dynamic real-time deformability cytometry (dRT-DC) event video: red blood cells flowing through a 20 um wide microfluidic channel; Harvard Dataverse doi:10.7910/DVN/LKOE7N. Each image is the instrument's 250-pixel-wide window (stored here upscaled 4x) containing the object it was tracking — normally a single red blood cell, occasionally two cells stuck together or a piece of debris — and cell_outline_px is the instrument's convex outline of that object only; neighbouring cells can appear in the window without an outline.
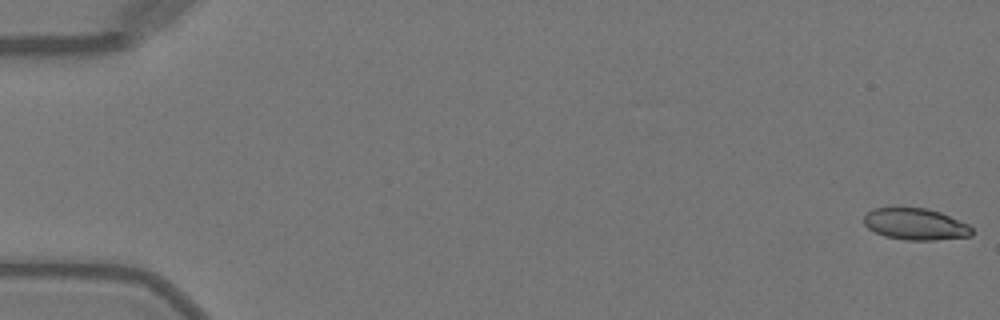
{"species": "Egyptian fruit bat (a non-hibernating species)", "species_latin": "Rousettus aegyptiacus", "temperature_condition": "warm", "stored_images_in_passage": 50, "camera_frame_rate_fps": 3000, "um_per_image_px": 0.085, "animal": {"sex": "female"}, "frame": {"image": 1, "passage_image": 1, "time_ms": 0.0, "image_size_px": [1000, 320], "cell_outline_px": [[972, 236], [936, 240], [908, 240], [884, 236], [868, 228], [864, 224], [864, 216], [868, 212], [876, 208], [896, 204], [900, 204], [928, 208], [940, 212], [968, 224], [972, 228]], "centroid_in_image_um": [77.78, 19.0], "position_along_channel_um": 7.2, "area_um2": 20.58}}
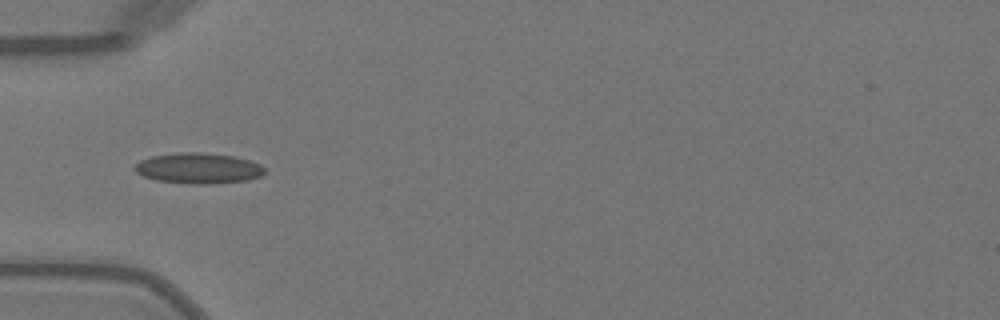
{"frame": {"image": 2, "passage_image": 17, "time_ms": 5.333, "image_size_px": [1000, 320], "cell_outline_px": [[264, 172], [260, 176], [248, 180], [208, 184], [192, 184], [156, 180], [144, 176], [136, 172], [132, 168], [140, 160], [152, 156], [176, 152], [204, 152], [232, 156], [248, 160], [260, 164], [264, 168]], "centroid_in_image_um": [16.83, 14.29], "position_along_channel_um": 68.2, "area_um2": 23.18}}
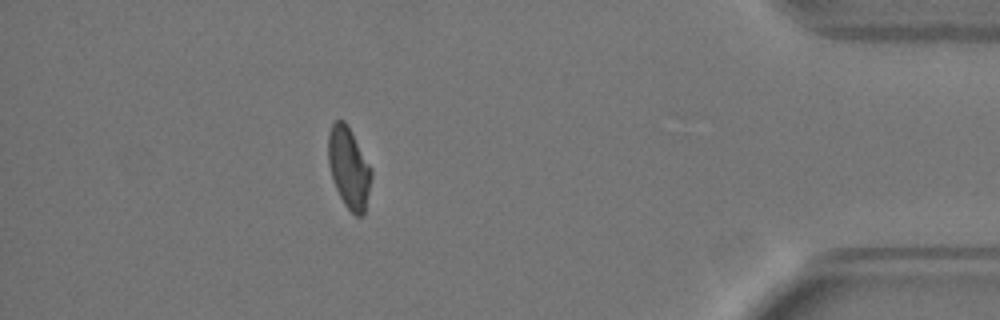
{"frame": {"image": 3, "passage_image": 45, "time_ms": 14.667, "image_size_px": [1000, 320], "cell_outline_px": [[372, 176], [364, 216], [356, 216], [344, 204], [336, 188], [328, 164], [328, 132], [332, 124], [336, 120], [344, 120], [352, 132], [372, 168]], "centroid_in_image_um": [29.66, 14.25], "position_along_channel_um": 405.5, "area_um2": 20.4}, "authors_computed_cell_mechanics": {"area_um2": 21.0681, "velocity_mm_per_s": 4.085, "shape_relaxation_time_tau1_ms": null, "shape_relaxation_time_tau2_ms": 1.4928, "deformation_change_tau1": null, "deformation_change_tau2": 0.059}}